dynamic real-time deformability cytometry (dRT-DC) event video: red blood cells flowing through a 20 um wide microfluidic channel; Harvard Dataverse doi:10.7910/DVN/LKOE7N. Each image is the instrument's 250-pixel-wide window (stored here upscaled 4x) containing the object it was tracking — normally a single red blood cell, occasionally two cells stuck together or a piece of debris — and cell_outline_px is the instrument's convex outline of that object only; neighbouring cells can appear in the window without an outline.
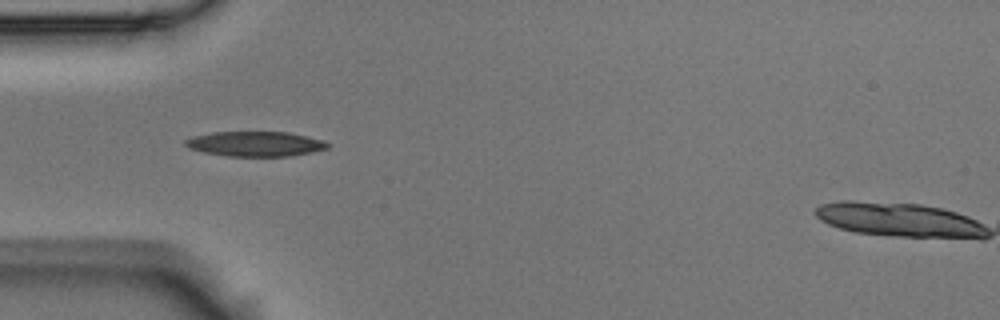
{"species": "Egyptian fruit bat (a non-hibernating species)", "species_latin": "Rousettus aegyptiacus", "temperature_condition": "room temperature", "stored_images_in_passage": 6, "camera_frame_rate_fps": 3000, "um_per_image_px": 0.085, "animal": {"sex": "male"}, "frame": {"image": 1, "passage_image": 3, "time_ms": 0.667, "image_size_px": [1000, 320], "cell_outline_px": [[332, 144], [328, 148], [312, 152], [292, 156], [228, 156], [204, 152], [188, 148], [184, 144], [184, 140], [192, 136], [212, 132], [288, 132], [324, 140]], "centroid_in_image_um": [21.71, 12.23], "position_along_channel_um": 63.3, "area_um2": 20.81}}
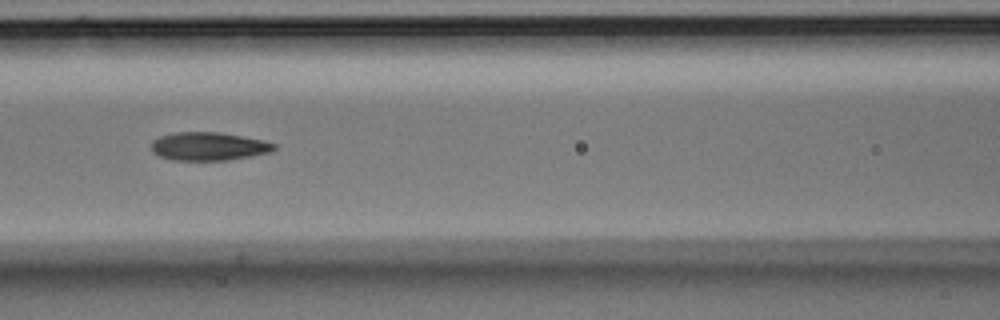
{"frame": {"image": 2, "passage_image": 5, "time_ms": 1.333, "image_size_px": [1000, 320], "cell_outline_px": [[276, 148], [268, 152], [228, 160], [172, 160], [160, 156], [152, 152], [152, 140], [160, 136], [176, 132], [216, 132], [240, 136], [260, 140], [276, 144]], "centroid_in_image_um": [17.67, 12.44], "position_along_channel_um": 148.9, "area_um2": 19.88}}
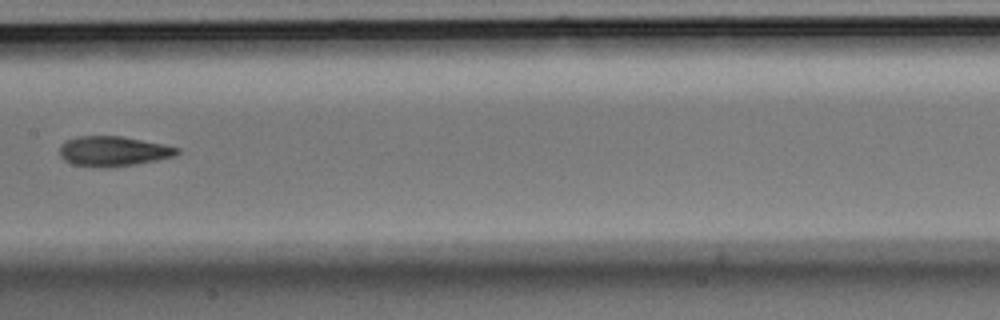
{"frame": {"image": 3, "passage_image": 6, "time_ms": 1.667, "image_size_px": [1000, 320], "cell_outline_px": [[180, 152], [176, 156], [136, 164], [104, 168], [72, 164], [64, 160], [60, 156], [60, 144], [76, 136], [120, 136], [164, 144], [180, 148]], "centroid_in_image_um": [9.63, 12.85], "position_along_channel_um": 197.8, "area_um2": 20.58}}